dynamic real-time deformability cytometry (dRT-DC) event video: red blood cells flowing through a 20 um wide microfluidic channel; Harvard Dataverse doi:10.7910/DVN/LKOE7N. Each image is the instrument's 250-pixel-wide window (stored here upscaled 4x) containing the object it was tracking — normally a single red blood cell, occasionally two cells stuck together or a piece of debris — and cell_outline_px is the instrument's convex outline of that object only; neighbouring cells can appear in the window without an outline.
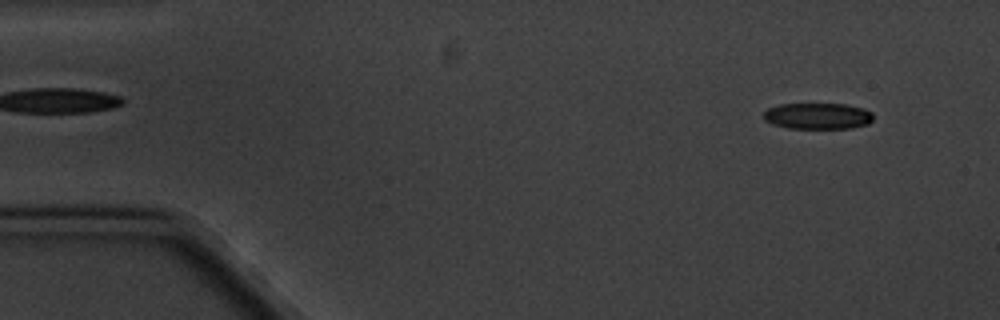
{"species": "common noctule bat (a hibernating species)", "species_latin": "Nyctalus noctula", "temperature_condition": "cold", "stored_images_in_passage": 4, "camera_frame_rate_fps": 3000, "um_per_image_px": 0.085, "animal": {"sex": "male", "body_mass_g": 20.1, "forearm_length_mm": 53.5}, "frame": {"image": 1, "passage_image": 1, "time_ms": 0.0, "image_size_px": [1000, 320], "cell_outline_px": [[872, 120], [868, 124], [852, 128], [788, 128], [772, 124], [764, 120], [764, 112], [768, 108], [780, 104], [844, 104], [864, 108], [872, 112]], "centroid_in_image_um": [69.51, 9.86], "position_along_channel_um": 15.5, "area_um2": 16.76}}
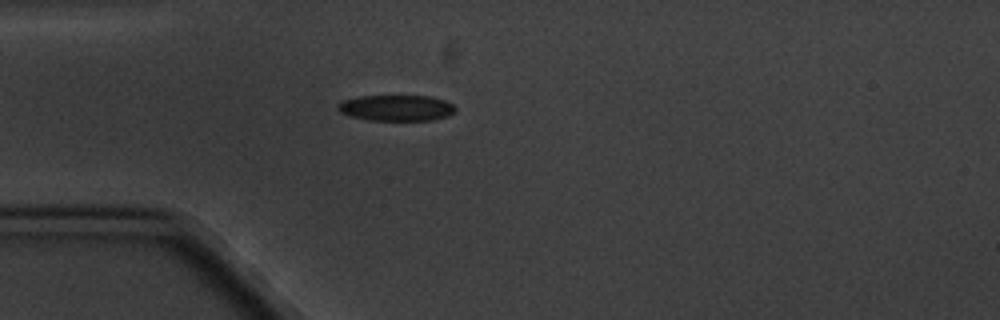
{"frame": {"image": 2, "passage_image": 4, "time_ms": 3.667, "image_size_px": [1000, 320], "cell_outline_px": [[456, 112], [448, 116], [432, 120], [368, 120], [352, 116], [340, 112], [336, 108], [336, 104], [340, 100], [360, 96], [432, 96], [444, 100], [452, 104], [456, 108]], "centroid_in_image_um": [33.68, 9.17], "position_along_channel_um": 51.3, "area_um2": 17.92}}